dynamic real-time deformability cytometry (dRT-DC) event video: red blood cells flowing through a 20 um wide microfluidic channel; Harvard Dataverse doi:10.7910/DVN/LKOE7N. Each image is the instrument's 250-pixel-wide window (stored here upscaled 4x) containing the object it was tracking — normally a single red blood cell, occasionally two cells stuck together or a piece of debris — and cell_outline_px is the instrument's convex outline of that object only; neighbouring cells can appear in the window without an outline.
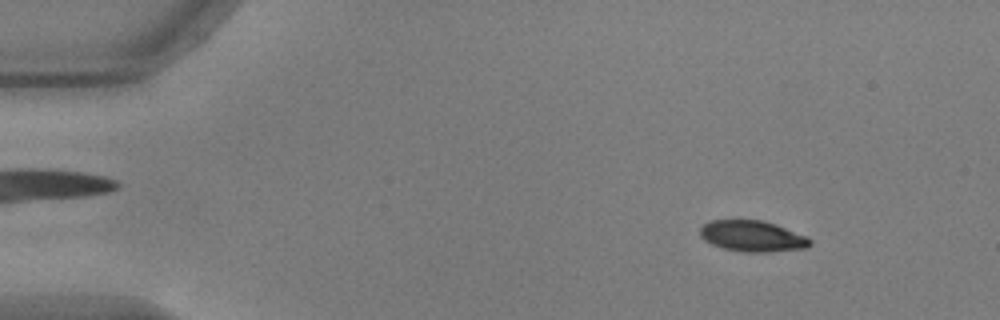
{"species": "common noctule bat (a hibernating species)", "species_latin": "Nyctalus noctula", "temperature_condition": "warm", "stored_images_in_passage": 53, "camera_frame_rate_fps": 3000, "um_per_image_px": 0.085, "animal": {"sex": "male", "body_mass_g": 17.9, "forearm_length_mm": 54.2}, "frame": {"image": 1, "passage_image": 7, "time_ms": 2.0, "image_size_px": [1000, 320], "cell_outline_px": [[812, 244], [808, 248], [768, 252], [744, 252], [724, 248], [712, 244], [704, 240], [700, 236], [700, 228], [704, 224], [712, 220], [760, 220], [776, 224], [808, 236], [812, 240]], "centroid_in_image_um": [64.0, 20.07], "position_along_channel_um": 21.0, "area_um2": 20.0}}
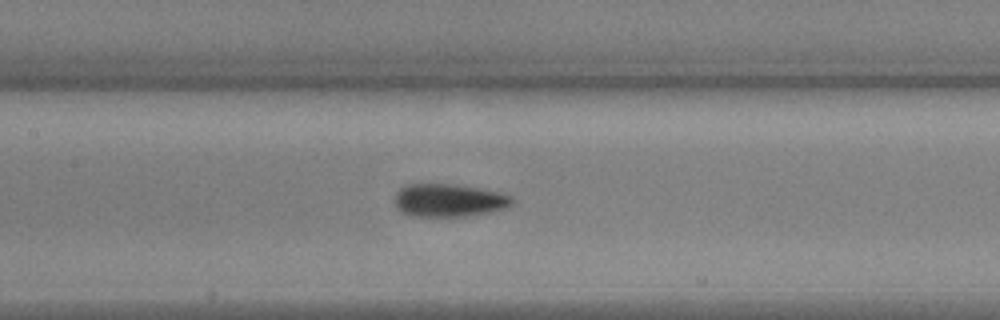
{"frame": {"image": 2, "passage_image": 26, "time_ms": 8.333, "image_size_px": [1000, 320], "cell_outline_px": [[516, 200], [508, 208], [468, 216], [412, 216], [396, 208], [396, 192], [404, 184], [456, 184], [480, 188], [500, 192], [512, 196]], "centroid_in_image_um": [38.2, 17.02], "position_along_channel_um": 169.2, "area_um2": 22.72}}
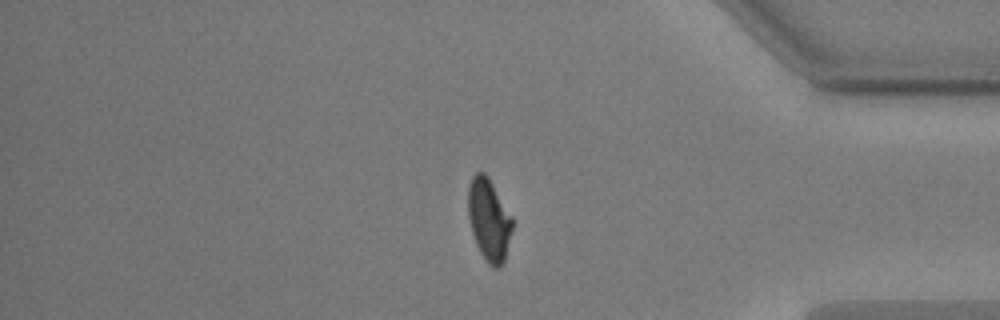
{"frame": {"image": 3, "passage_image": 46, "time_ms": 15.0, "image_size_px": [1000, 320], "cell_outline_px": [[512, 228], [504, 264], [500, 268], [492, 268], [488, 264], [480, 252], [476, 244], [472, 232], [468, 216], [468, 184], [472, 176], [476, 172], [484, 172], [488, 176], [512, 216]], "centroid_in_image_um": [41.55, 18.69], "position_along_channel_um": 393.6, "area_um2": 21.33}, "authors_computed_cell_mechanics": {"area_um2": 21.7328, "velocity_mm_per_s": 3.7197, "shape_relaxation_time_tau1_ms": 3.0182, "shape_relaxation_time_tau2_ms": 0.8407, "deformation_change_tau1": 0.1442, "deformation_change_tau2": 0.0497}}